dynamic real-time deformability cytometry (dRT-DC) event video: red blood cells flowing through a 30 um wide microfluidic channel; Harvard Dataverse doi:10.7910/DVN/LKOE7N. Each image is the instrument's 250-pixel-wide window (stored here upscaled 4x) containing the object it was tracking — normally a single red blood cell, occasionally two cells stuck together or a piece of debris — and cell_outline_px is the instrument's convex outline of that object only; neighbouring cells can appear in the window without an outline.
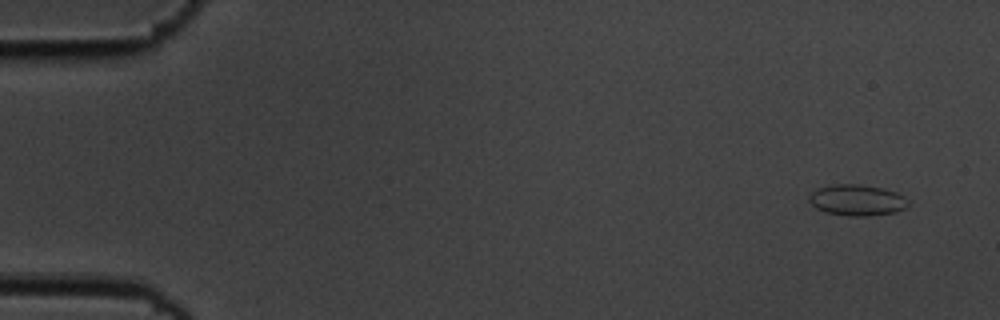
{"species": "common noctule bat (a hibernating species)", "species_latin": "Nyctalus noctula", "temperature_condition": "cold", "stored_images_in_passage": 4, "camera_frame_rate_fps": 3000, "um_per_image_px": 0.085, "animal": {"sex": "male", "body_mass_g": 19.5, "forearm_length_mm": 54.6}, "frame": {"image": 1, "passage_image": 1, "time_ms": 0.0, "image_size_px": [1000, 320], "cell_outline_px": [[908, 204], [904, 208], [896, 212], [868, 216], [848, 216], [824, 212], [816, 208], [808, 200], [808, 196], [816, 188], [832, 184], [860, 184], [884, 188], [896, 192], [904, 196], [908, 200]], "centroid_in_image_um": [72.82, 17.0], "position_along_channel_um": 12.2, "area_um2": 18.15}}
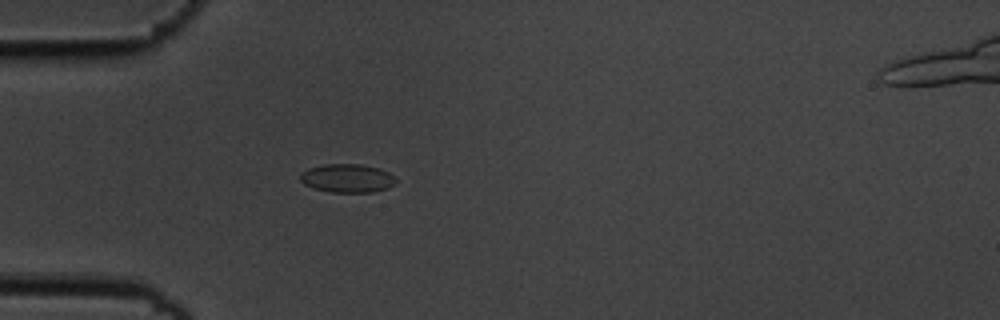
{"frame": {"image": 2, "passage_image": 4, "time_ms": 1.0, "image_size_px": [1000, 320], "cell_outline_px": [[396, 184], [388, 188], [372, 192], [332, 192], [312, 188], [304, 184], [300, 180], [300, 176], [308, 168], [324, 164], [360, 164], [380, 168], [396, 176]], "centroid_in_image_um": [29.56, 15.15], "position_along_channel_um": 55.4, "area_um2": 16.01}}